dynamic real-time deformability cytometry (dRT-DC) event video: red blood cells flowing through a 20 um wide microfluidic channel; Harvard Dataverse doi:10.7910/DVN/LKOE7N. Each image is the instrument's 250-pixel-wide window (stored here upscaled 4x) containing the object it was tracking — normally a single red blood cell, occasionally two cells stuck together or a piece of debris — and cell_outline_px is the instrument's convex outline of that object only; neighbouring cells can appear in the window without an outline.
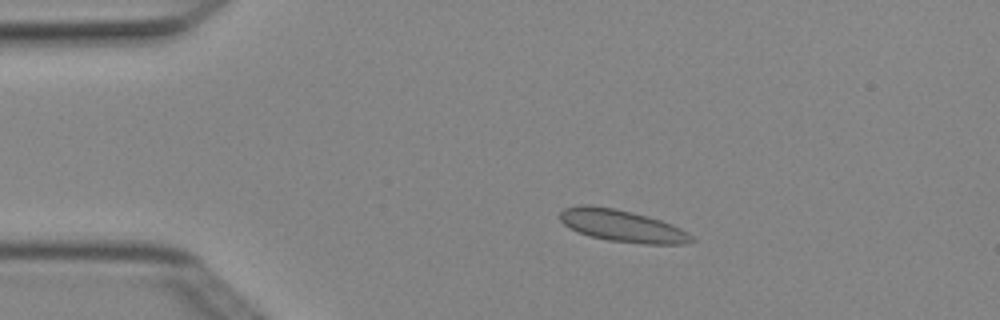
{"species": "Egyptian fruit bat (a non-hibernating species)", "species_latin": "Rousettus aegyptiacus", "temperature_condition": "cold", "stored_images_in_passage": 4, "camera_frame_rate_fps": 3000, "um_per_image_px": 0.085, "animal": {"sex": "female"}, "frame": {"image": 1, "passage_image": 3, "time_ms": 0.667, "image_size_px": [1000, 320], "cell_outline_px": [[696, 240], [684, 244], [644, 244], [608, 240], [588, 236], [564, 224], [560, 220], [560, 212], [564, 208], [580, 204], [588, 204], [616, 208], [648, 216], [672, 224], [688, 232]], "centroid_in_image_um": [52.89, 19.18], "position_along_channel_um": 32.1, "area_um2": 24.62}}